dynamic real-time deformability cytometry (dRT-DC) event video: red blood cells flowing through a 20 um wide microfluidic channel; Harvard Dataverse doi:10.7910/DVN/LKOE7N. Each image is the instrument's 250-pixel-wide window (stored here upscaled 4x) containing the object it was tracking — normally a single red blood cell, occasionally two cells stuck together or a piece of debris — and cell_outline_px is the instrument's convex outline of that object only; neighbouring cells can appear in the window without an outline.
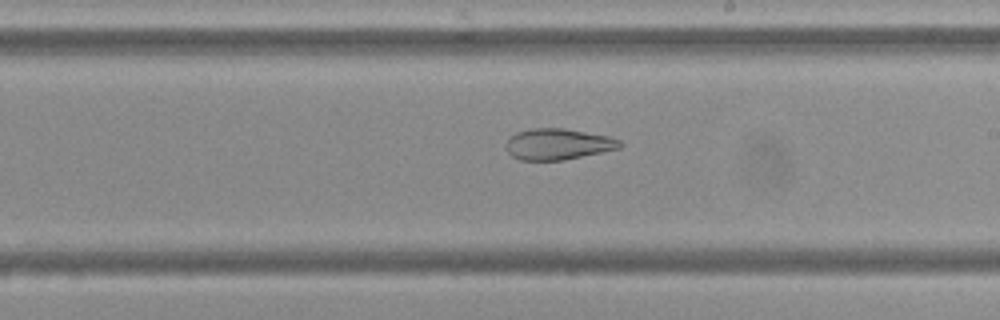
{"species": "Egyptian fruit bat (a non-hibernating species)", "species_latin": "Rousettus aegyptiacus", "temperature_condition": "cold", "stored_images_in_passage": 54, "camera_frame_rate_fps": 3000, "um_per_image_px": 0.085, "frame": {"image": 1, "passage_image": 31, "time_ms": 10.0, "image_size_px": [1000, 320], "cell_outline_px": [[624, 144], [620, 148], [564, 160], [520, 160], [512, 156], [508, 152], [508, 140], [516, 132], [532, 128], [564, 128], [608, 136], [620, 140]], "centroid_in_image_um": [47.46, 12.25], "position_along_channel_um": 241.5, "area_um2": 20.46}, "authors_computed_cell_mechanics": {"area_um2": 27.4261, "velocity_mm_per_s": 3.6706, "shape_relaxation_time_tau1_ms": null, "shape_relaxation_time_tau2_ms": 3.3079, "deformation_change_tau1": null, "deformation_change_tau2": 0.1141}}